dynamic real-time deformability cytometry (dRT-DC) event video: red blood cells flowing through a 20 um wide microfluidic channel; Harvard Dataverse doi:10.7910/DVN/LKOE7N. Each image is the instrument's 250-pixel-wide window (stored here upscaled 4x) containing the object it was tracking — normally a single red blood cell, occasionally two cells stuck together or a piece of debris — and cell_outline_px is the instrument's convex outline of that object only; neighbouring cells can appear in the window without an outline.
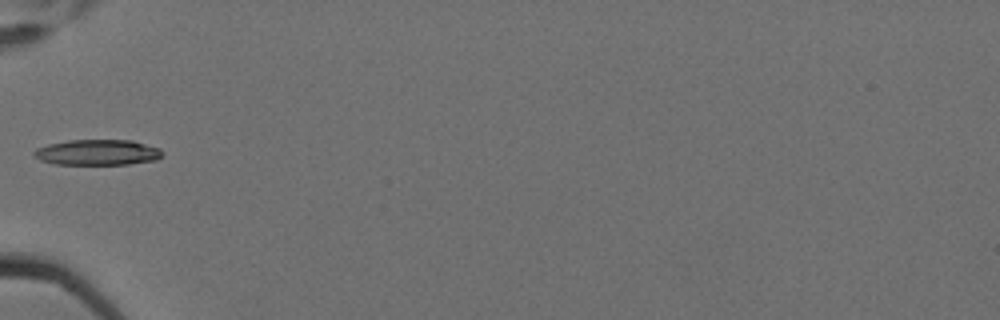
{"species": "Egyptian fruit bat (a non-hibernating species)", "species_latin": "Rousettus aegyptiacus", "temperature_condition": "cold", "stored_images_in_passage": 5, "camera_frame_rate_fps": 3000, "um_per_image_px": 0.085, "animal": {"sex": "female"}, "frame": {"image": 1, "passage_image": 5, "time_ms": 1.333, "image_size_px": [1000, 320], "cell_outline_px": [[164, 152], [156, 160], [128, 164], [56, 164], [40, 160], [32, 152], [36, 148], [48, 144], [68, 140], [132, 140], [160, 148]], "centroid_in_image_um": [8.29, 12.94], "position_along_channel_um": 76.7, "area_um2": 19.13}}